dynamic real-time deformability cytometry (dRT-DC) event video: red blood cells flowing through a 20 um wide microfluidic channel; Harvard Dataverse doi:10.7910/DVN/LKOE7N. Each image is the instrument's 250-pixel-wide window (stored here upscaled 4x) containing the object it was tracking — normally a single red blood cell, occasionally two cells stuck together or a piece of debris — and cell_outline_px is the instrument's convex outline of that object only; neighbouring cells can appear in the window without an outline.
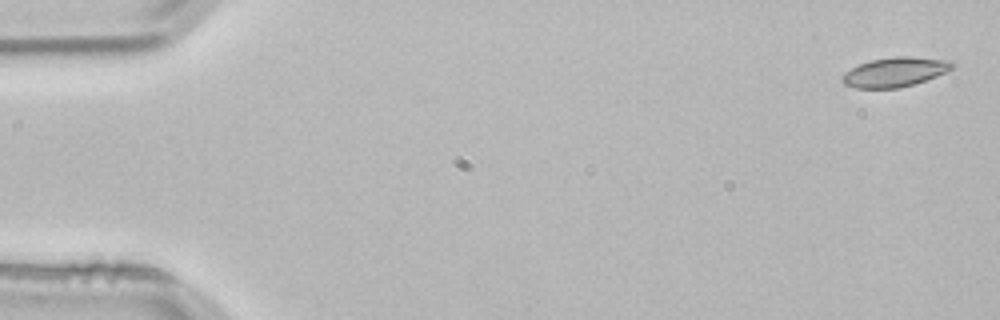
{"species": "common noctule bat (a hibernating species)", "species_latin": "Nyctalus noctula", "temperature_condition": "room temperature", "stored_images_in_passage": 4, "camera_frame_rate_fps": 3000, "um_per_image_px": 0.085, "animal": {"sex": "male", "body_mass_g": 21.5, "forearm_length_mm": 52.0}, "frame": {"image": 1, "passage_image": 1, "time_ms": 0.0, "image_size_px": [1000, 320], "cell_outline_px": [[956, 64], [952, 68], [936, 76], [900, 88], [856, 88], [844, 84], [840, 80], [852, 68], [860, 64], [872, 60], [896, 56], [912, 56], [952, 60]], "centroid_in_image_um": [76.11, 6.11], "position_along_channel_um": 8.9, "area_um2": 18.67}}
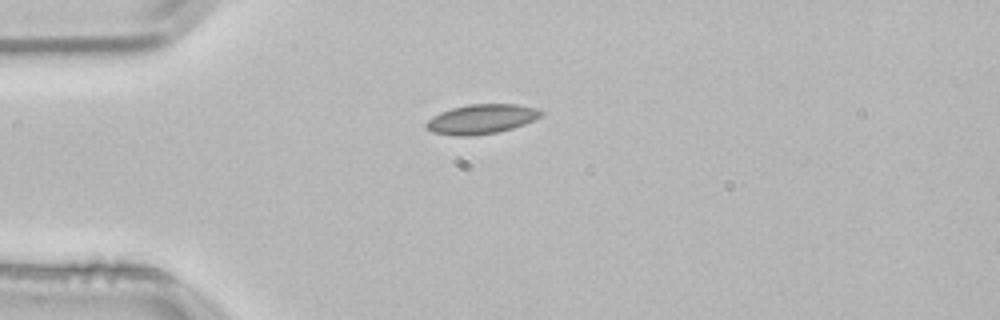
{"frame": {"image": 2, "passage_image": 3, "time_ms": 0.667, "image_size_px": [1000, 320], "cell_outline_px": [[544, 112], [540, 116], [524, 124], [512, 128], [496, 132], [472, 136], [452, 136], [432, 132], [424, 128], [424, 124], [432, 116], [440, 112], [452, 108], [468, 104], [516, 104], [540, 108]], "centroid_in_image_um": [40.88, 10.12], "position_along_channel_um": 44.1, "area_um2": 19.94}}
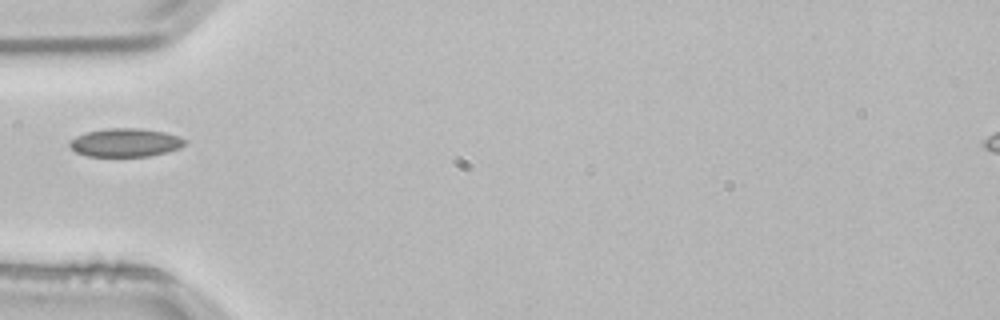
{"frame": {"image": 3, "passage_image": 4, "time_ms": 1.0, "image_size_px": [1000, 320], "cell_outline_px": [[188, 140], [180, 148], [148, 156], [88, 156], [76, 152], [68, 144], [76, 136], [88, 132], [108, 128], [140, 128], [164, 132], [180, 136]], "centroid_in_image_um": [10.69, 12.11], "position_along_channel_um": 74.3, "area_um2": 18.9}}